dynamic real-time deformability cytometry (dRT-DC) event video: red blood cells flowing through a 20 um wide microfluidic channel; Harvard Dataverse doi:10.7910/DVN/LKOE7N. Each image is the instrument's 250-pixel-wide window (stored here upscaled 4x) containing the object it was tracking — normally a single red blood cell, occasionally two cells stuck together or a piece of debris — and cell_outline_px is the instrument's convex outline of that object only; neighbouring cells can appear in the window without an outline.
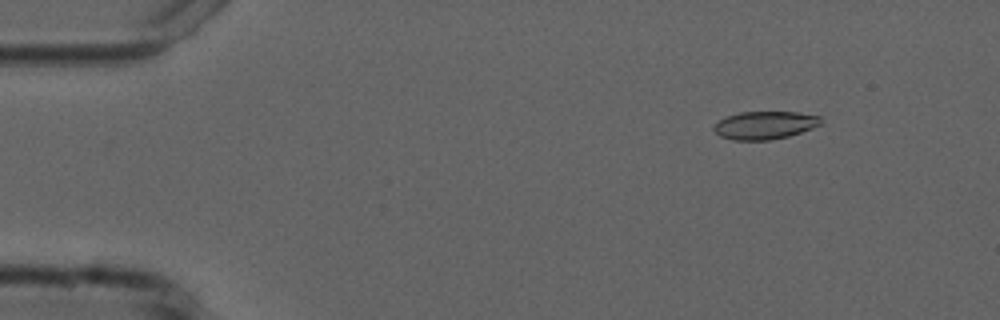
{"species": "common noctule bat (a hibernating species)", "species_latin": "Nyctalus noctula", "temperature_condition": "cold", "stored_images_in_passage": 55, "camera_frame_rate_fps": 3000, "um_per_image_px": 0.085, "animal": {"sex": "male", "forearm_length_mm": 52.5}, "frame": {"image": 1, "passage_image": 7, "time_ms": 2.0, "image_size_px": [1000, 320], "cell_outline_px": [[820, 124], [812, 128], [788, 136], [768, 140], [732, 140], [720, 136], [712, 128], [720, 120], [728, 116], [740, 112], [796, 112], [820, 116]], "centroid_in_image_um": [64.99, 10.64], "position_along_channel_um": 20.0, "area_um2": 17.17}}
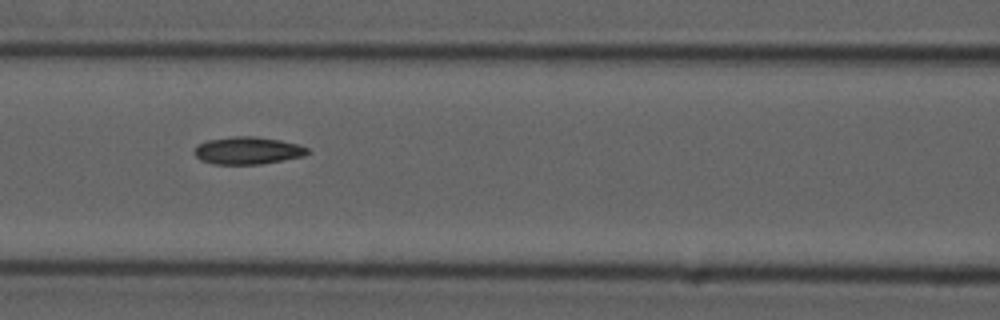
{"frame": {"image": 2, "passage_image": 24, "time_ms": 7.667, "image_size_px": [1000, 320], "cell_outline_px": [[308, 152], [304, 156], [260, 164], [212, 164], [200, 160], [196, 156], [196, 148], [200, 144], [208, 140], [236, 136], [256, 136], [280, 140], [296, 144], [308, 148]], "centroid_in_image_um": [21.06, 12.8], "position_along_channel_um": 145.5, "area_um2": 17.8}}
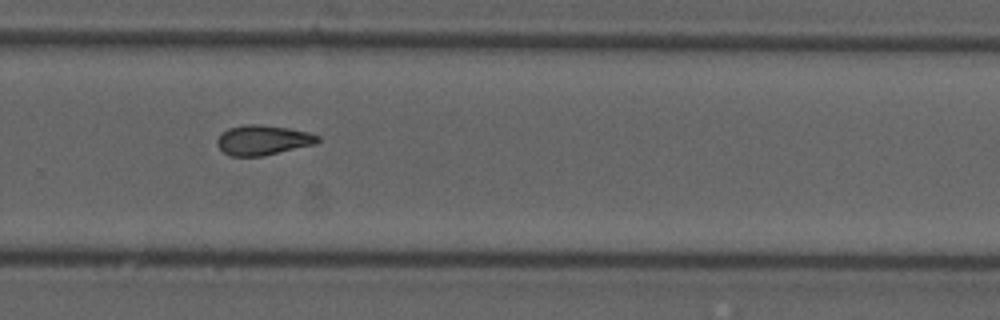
{"frame": {"image": 3, "passage_image": 37, "time_ms": 12.0, "image_size_px": [1000, 320], "cell_outline_px": [[320, 140], [316, 144], [260, 156], [232, 156], [224, 152], [216, 144], [216, 140], [228, 128], [244, 124], [256, 124], [288, 128], [308, 132], [320, 136]], "centroid_in_image_um": [22.35, 11.9], "position_along_channel_um": 307.4, "area_um2": 17.34}, "authors_computed_cell_mechanics": {"area_um2": 17.34, "velocity_mm_per_s": 3.7533, "shape_relaxation_time_tau1_ms": null, "shape_relaxation_time_tau2_ms": 4.0676, "deformation_change_tau1": null, "deformation_change_tau2": 0.1053}}